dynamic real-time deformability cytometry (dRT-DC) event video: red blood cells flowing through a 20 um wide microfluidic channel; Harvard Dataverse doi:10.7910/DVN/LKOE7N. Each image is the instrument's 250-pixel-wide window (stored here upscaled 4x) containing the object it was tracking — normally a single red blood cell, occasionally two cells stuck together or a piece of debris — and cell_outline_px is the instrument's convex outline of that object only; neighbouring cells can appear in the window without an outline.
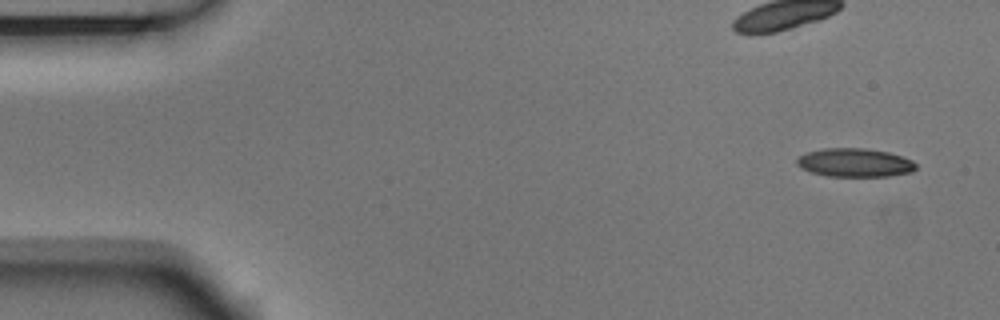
{"species": "Egyptian fruit bat (a non-hibernating species)", "species_latin": "Rousettus aegyptiacus", "temperature_condition": "room temperature", "stored_images_in_passage": 10, "camera_frame_rate_fps": 3000, "um_per_image_px": 0.085, "animal": {"sex": "male"}, "frame": {"image": 1, "passage_image": 1, "time_ms": 0.0, "image_size_px": [1000, 320], "cell_outline_px": [[916, 168], [912, 172], [888, 176], [828, 176], [812, 172], [800, 168], [796, 164], [796, 156], [808, 152], [824, 148], [864, 148], [888, 152], [912, 160], [916, 164]], "centroid_in_image_um": [72.62, 13.82], "position_along_channel_um": 12.4, "area_um2": 19.83}}
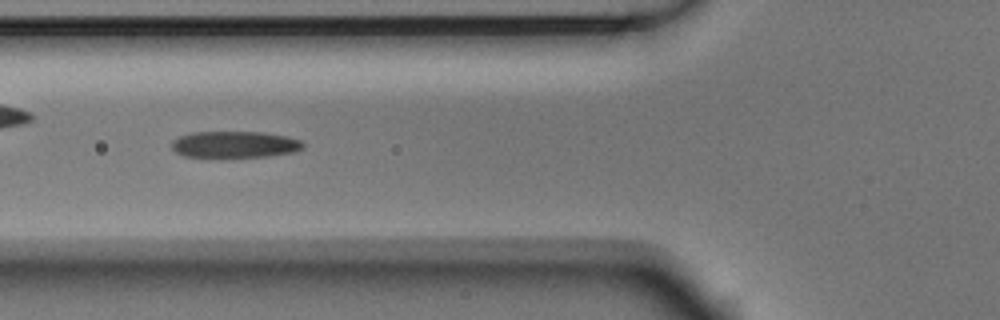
{"frame": {"image": 2, "passage_image": 6, "time_ms": 1.667, "image_size_px": [1000, 320], "cell_outline_px": [[304, 148], [296, 152], [268, 156], [228, 160], [184, 156], [176, 152], [172, 148], [172, 140], [188, 132], [260, 132], [288, 136], [300, 140], [304, 144]], "centroid_in_image_um": [19.94, 12.32], "position_along_channel_um": 105.9, "area_um2": 21.39}}
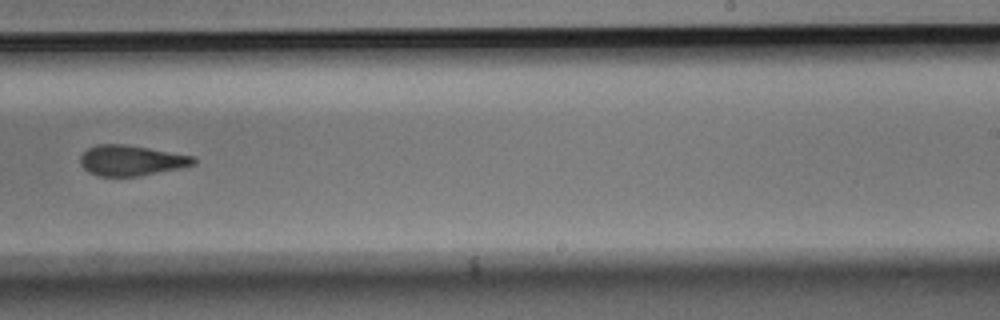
{"frame": {"image": 3, "passage_image": 10, "time_ms": 3.0, "image_size_px": [1000, 320], "cell_outline_px": [[196, 164], [184, 168], [140, 176], [100, 176], [88, 172], [80, 164], [80, 156], [88, 148], [96, 144], [124, 144], [196, 156]], "centroid_in_image_um": [11.2, 13.64], "position_along_channel_um": 277.8, "area_um2": 20.35}}